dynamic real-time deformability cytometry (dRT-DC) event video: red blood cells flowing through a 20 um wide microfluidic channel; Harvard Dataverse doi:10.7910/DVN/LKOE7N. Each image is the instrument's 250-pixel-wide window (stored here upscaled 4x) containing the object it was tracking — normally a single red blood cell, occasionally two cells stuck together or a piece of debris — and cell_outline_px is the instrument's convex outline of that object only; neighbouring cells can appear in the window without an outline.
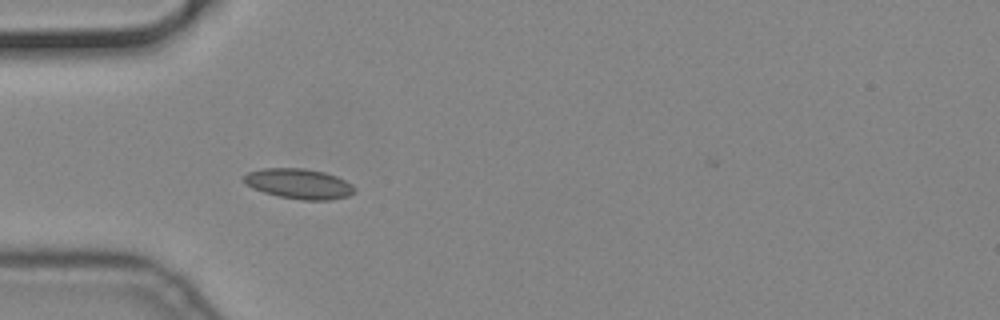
{"species": "common noctule bat (a hibernating species)", "species_latin": "Nyctalus noctula", "temperature_condition": "cold", "stored_images_in_passage": 40, "camera_frame_rate_fps": 3000, "um_per_image_px": 0.085, "animal": {"sex": "male", "body_mass_g": 19.2, "forearm_length_mm": 51.8}, "frame": {"image": 1, "passage_image": 1, "time_ms": 0.0, "image_size_px": [1000, 320], "cell_outline_px": [[356, 192], [348, 196], [328, 200], [300, 200], [276, 196], [252, 188], [244, 184], [244, 176], [248, 172], [264, 168], [304, 168], [324, 172], [336, 176], [352, 184], [356, 188]], "centroid_in_image_um": [25.41, 15.62], "position_along_channel_um": 59.6, "area_um2": 19.59}}
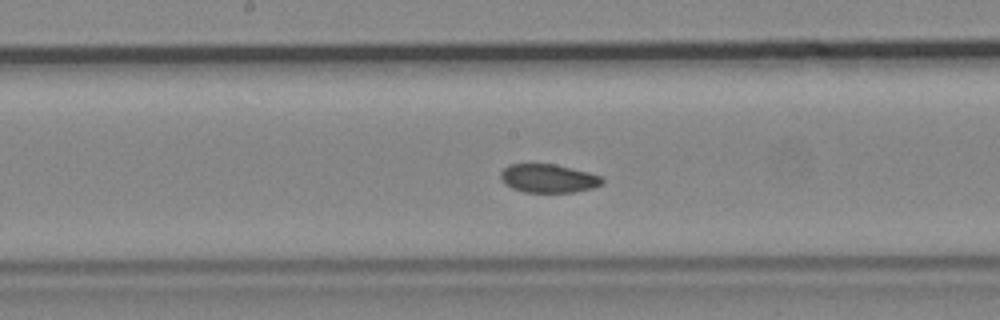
{"frame": {"image": 2, "passage_image": 13, "time_ms": 4.0, "image_size_px": [1000, 320], "cell_outline_px": [[604, 184], [592, 188], [572, 192], [524, 192], [512, 188], [504, 184], [500, 176], [500, 172], [508, 164], [556, 164], [588, 172], [600, 176], [604, 180]], "centroid_in_image_um": [46.6, 15.16], "position_along_channel_um": 201.6, "area_um2": 16.94}}
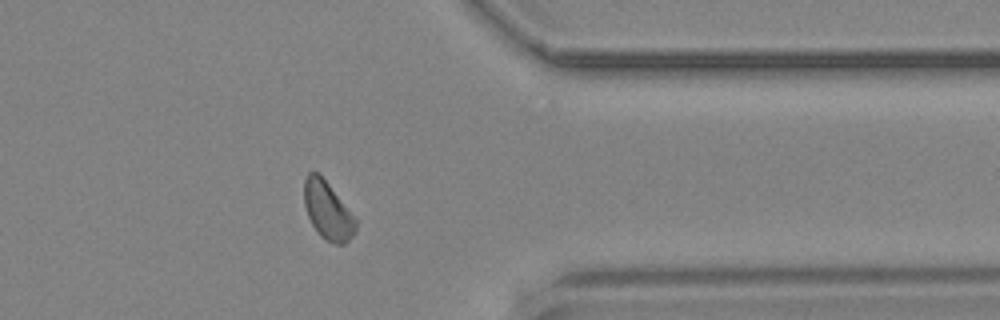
{"frame": {"image": 3, "passage_image": 29, "time_ms": 9.333, "image_size_px": [1000, 320], "cell_outline_px": [[356, 232], [344, 244], [336, 244], [320, 236], [312, 224], [308, 216], [304, 204], [304, 180], [308, 172], [316, 172], [328, 184], [356, 220]], "centroid_in_image_um": [27.83, 17.92], "position_along_channel_um": 383.6, "area_um2": 16.88}}